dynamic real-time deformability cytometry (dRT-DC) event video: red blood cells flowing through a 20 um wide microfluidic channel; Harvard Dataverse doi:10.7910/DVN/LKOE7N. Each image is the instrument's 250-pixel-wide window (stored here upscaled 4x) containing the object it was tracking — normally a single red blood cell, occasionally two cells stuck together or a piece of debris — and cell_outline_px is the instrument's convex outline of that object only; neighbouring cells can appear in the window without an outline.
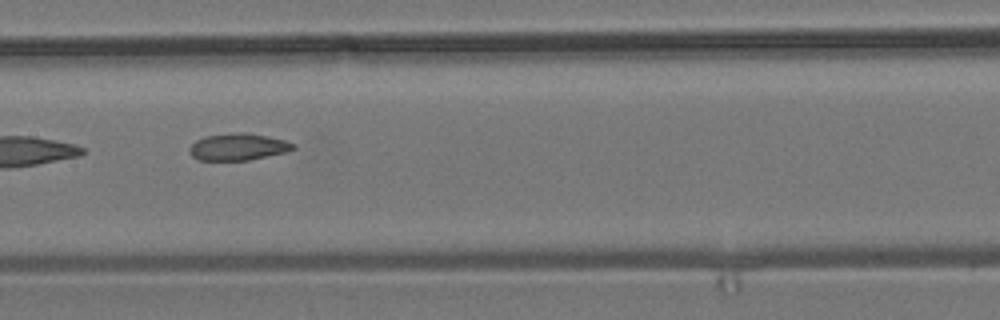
{"species": "common noctule bat (a hibernating species)", "species_latin": "Nyctalus noctula", "temperature_condition": "room temperature", "stored_images_in_passage": 9, "camera_frame_rate_fps": 3000, "um_per_image_px": 0.085, "animal": {"sex": "male", "body_mass_g": 19.2, "forearm_length_mm": 51.8}, "frame": {"image": 1, "passage_image": 7, "time_ms": 8.0, "image_size_px": [1000, 320], "cell_outline_px": [[296, 148], [284, 152], [248, 160], [196, 160], [188, 152], [188, 148], [196, 140], [204, 136], [240, 132], [248, 132], [284, 140], [296, 144]], "centroid_in_image_um": [20.2, 12.48], "position_along_channel_um": 187.2, "area_um2": 16.24}}